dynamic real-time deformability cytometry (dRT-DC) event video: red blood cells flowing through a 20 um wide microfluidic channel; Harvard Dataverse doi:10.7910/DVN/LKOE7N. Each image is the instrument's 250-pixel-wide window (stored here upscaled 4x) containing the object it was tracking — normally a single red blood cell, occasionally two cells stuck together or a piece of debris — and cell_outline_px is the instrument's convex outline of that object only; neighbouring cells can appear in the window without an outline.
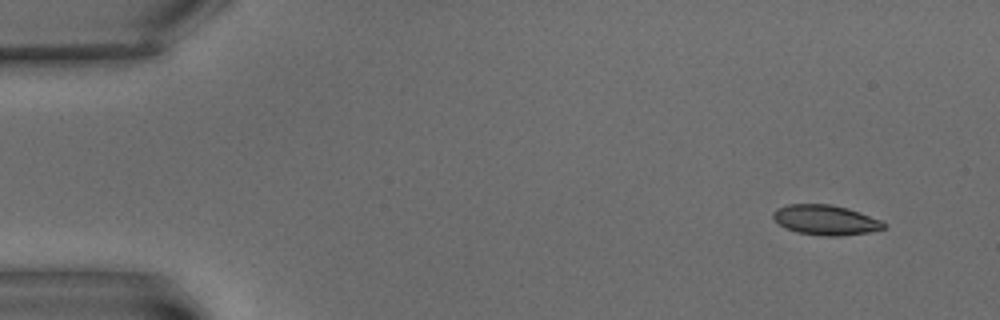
{"species": "common noctule bat (a hibernating species)", "species_latin": "Nyctalus noctula", "temperature_condition": "warm", "stored_images_in_passage": 5, "camera_frame_rate_fps": 3000, "um_per_image_px": 0.085, "animal": {"sex": "male", "body_mass_g": 15.6}, "frame": {"image": 1, "passage_image": 1, "time_ms": 0.0, "image_size_px": [1000, 320], "cell_outline_px": [[888, 224], [884, 228], [868, 232], [840, 236], [824, 236], [796, 232], [780, 224], [772, 216], [772, 212], [776, 208], [788, 204], [832, 204], [848, 208], [860, 212], [880, 220]], "centroid_in_image_um": [70.18, 18.69], "position_along_channel_um": 14.8, "area_um2": 19.31}}
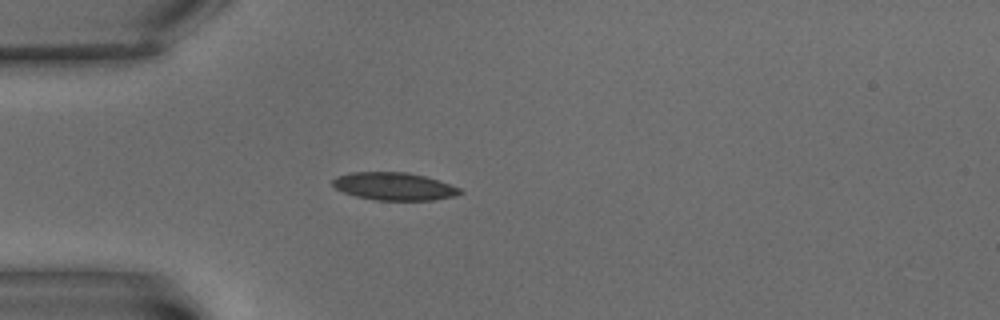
{"frame": {"image": 2, "passage_image": 5, "time_ms": 4.667, "image_size_px": [1000, 320], "cell_outline_px": [[464, 192], [456, 196], [436, 200], [376, 200], [356, 196], [344, 192], [336, 188], [332, 184], [332, 180], [336, 176], [348, 172], [408, 172], [424, 176], [460, 188]], "centroid_in_image_um": [33.49, 15.84], "position_along_channel_um": 51.5, "area_um2": 20.58}}